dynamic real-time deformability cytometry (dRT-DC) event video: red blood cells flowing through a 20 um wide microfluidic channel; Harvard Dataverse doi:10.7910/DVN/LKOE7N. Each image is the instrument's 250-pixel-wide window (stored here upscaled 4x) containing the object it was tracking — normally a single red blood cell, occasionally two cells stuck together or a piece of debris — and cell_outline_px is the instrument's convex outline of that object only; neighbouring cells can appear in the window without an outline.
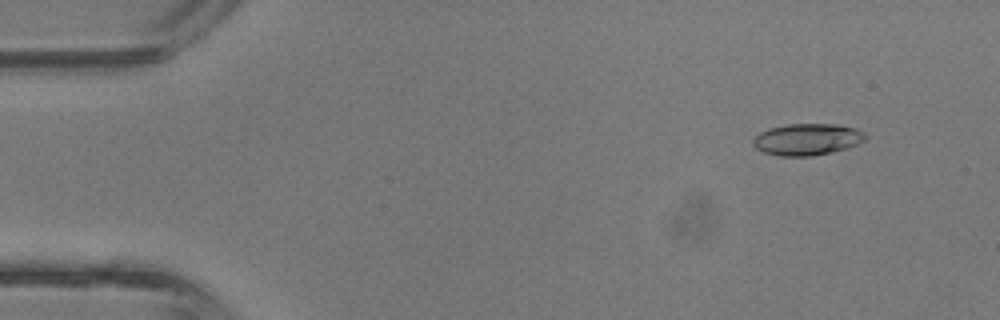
{"species": "common noctule bat (a hibernating species)", "species_latin": "Nyctalus noctula", "temperature_condition": "room temperature", "stored_images_in_passage": 3, "camera_frame_rate_fps": 3000, "um_per_image_px": 0.085, "animal": {"sex": "male", "body_mass_g": 13.3}, "frame": {"image": 1, "passage_image": 1, "time_ms": 0.0, "image_size_px": [1000, 320], "cell_outline_px": [[868, 136], [864, 140], [848, 148], [812, 156], [780, 156], [764, 152], [756, 148], [752, 144], [752, 140], [760, 132], [768, 128], [788, 124], [836, 124], [856, 128], [864, 132]], "centroid_in_image_um": [68.61, 11.84], "position_along_channel_um": 16.4, "area_um2": 20.75}}